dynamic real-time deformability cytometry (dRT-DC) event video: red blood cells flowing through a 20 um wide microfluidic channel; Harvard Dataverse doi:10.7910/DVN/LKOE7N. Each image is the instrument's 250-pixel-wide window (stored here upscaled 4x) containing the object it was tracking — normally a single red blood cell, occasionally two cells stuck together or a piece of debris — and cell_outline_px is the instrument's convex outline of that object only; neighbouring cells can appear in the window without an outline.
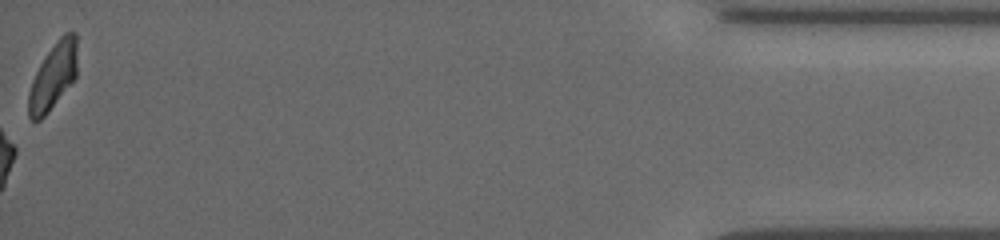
{"species": "common noctule bat (a hibernating species)", "species_latin": "Nyctalus noctula", "temperature_condition": "cold", "stored_images_in_passage": 50, "camera_frame_rate_fps": 3000, "um_per_image_px": 0.085, "animal": {"sex": "female", "body_mass_g": 19.5, "forearm_length_mm": 54.1}, "frame": {"image": 1, "passage_image": 50, "time_ms": 16.333, "image_size_px": [1000, 240], "cell_outline_px": [[76, 76], [48, 112], [40, 120], [32, 120], [28, 116], [28, 92], [32, 80], [44, 56], [60, 36], [64, 32], [76, 32]], "centroid_in_image_um": [4.49, 6.47], "position_along_channel_um": 430.7, "area_um2": 18.61}, "authors_computed_cell_mechanics": {"area_um2": 18.6694, "velocity_mm_per_s": 3.8396, "shape_relaxation_time_tau1_ms": 7.1713, "shape_relaxation_time_tau2_ms": 8.4159, "deformation_change_tau1": 0.1759, "deformation_change_tau2": 0.1925}}